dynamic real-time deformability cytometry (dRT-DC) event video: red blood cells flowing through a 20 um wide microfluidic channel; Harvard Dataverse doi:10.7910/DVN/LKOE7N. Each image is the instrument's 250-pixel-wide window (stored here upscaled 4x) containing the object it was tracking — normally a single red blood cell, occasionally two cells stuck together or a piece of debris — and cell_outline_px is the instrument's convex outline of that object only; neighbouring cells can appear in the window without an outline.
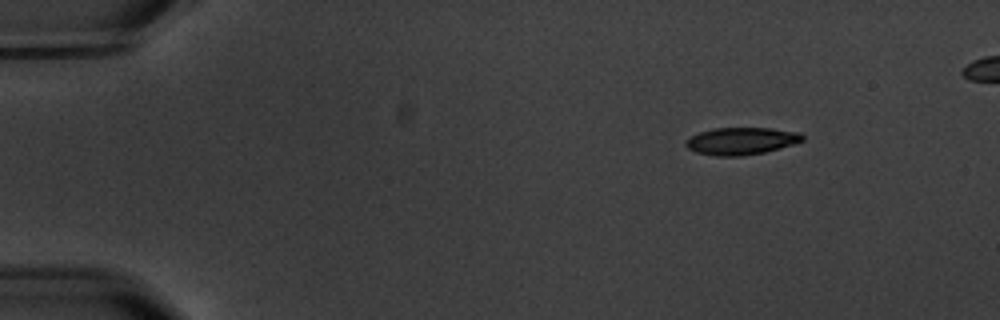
{"species": "common noctule bat (a hibernating species)", "species_latin": "Nyctalus noctula", "temperature_condition": "warm", "stored_images_in_passage": 7, "camera_frame_rate_fps": 3000, "um_per_image_px": 0.085, "animal": {"sex": "male", "body_mass_g": 20.1, "forearm_length_mm": 53.5}, "frame": {"image": 1, "passage_image": 1, "time_ms": 0.0, "image_size_px": [1000, 320], "cell_outline_px": [[804, 140], [792, 144], [764, 152], [740, 156], [716, 156], [696, 152], [688, 148], [684, 144], [684, 140], [700, 132], [712, 128], [772, 128], [800, 132], [804, 136]], "centroid_in_image_um": [62.99, 11.98], "position_along_channel_um": 22.0, "area_um2": 18.5}}
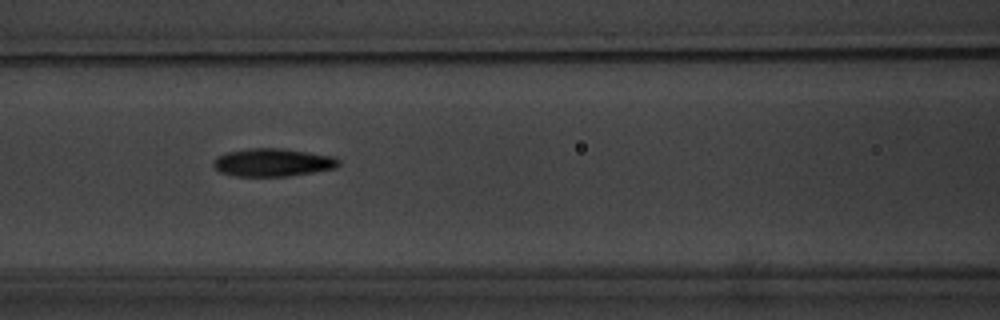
{"frame": {"image": 2, "passage_image": 6, "time_ms": 6.0, "image_size_px": [1000, 320], "cell_outline_px": [[340, 164], [336, 168], [288, 176], [236, 176], [220, 172], [212, 164], [212, 160], [216, 156], [228, 152], [248, 148], [280, 148], [308, 152], [332, 156], [340, 160]], "centroid_in_image_um": [23.16, 13.8], "position_along_channel_um": 143.4, "area_um2": 20.4}}
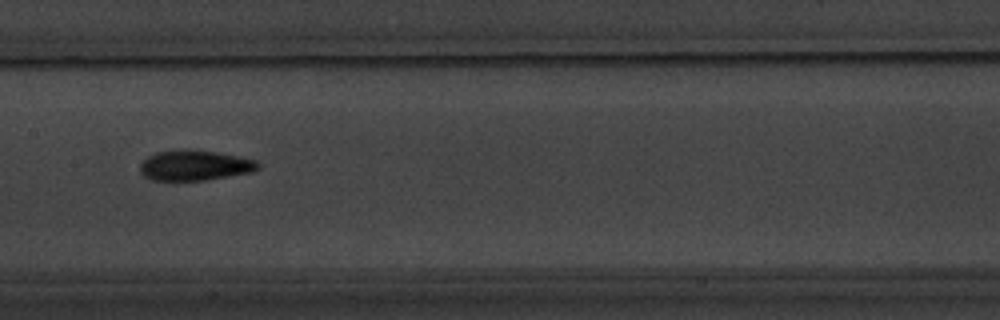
{"frame": {"image": 3, "passage_image": 7, "time_ms": 7.333, "image_size_px": [1000, 320], "cell_outline_px": [[260, 168], [252, 172], [204, 180], [152, 180], [144, 176], [140, 172], [140, 164], [148, 156], [156, 152], [188, 148], [216, 152], [256, 160], [260, 164]], "centroid_in_image_um": [16.54, 14.05], "position_along_channel_um": 190.9, "area_um2": 20.87}}